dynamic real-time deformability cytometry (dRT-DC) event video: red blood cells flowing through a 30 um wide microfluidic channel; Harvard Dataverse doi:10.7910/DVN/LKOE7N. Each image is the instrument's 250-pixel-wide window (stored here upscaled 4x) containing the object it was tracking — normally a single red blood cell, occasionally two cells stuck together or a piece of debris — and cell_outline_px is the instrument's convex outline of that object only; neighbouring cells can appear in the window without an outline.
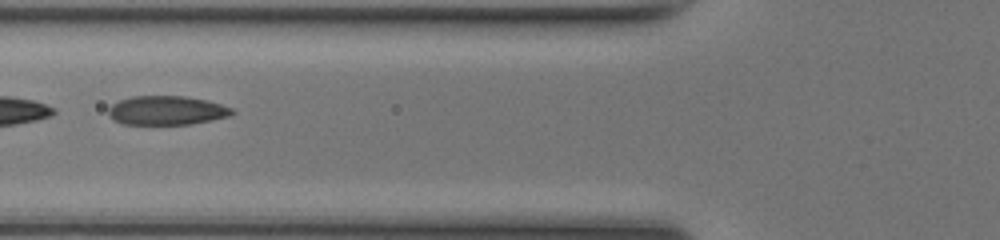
{"species": "common noctule bat (a hibernating species)", "species_latin": "Nyctalus noctula", "temperature_condition": "room temperature", "stored_images_in_passage": 35, "camera_frame_rate_fps": 3000, "um_per_image_px": 0.085, "animal": {"sex": "female", "body_mass_g": 17.0, "forearm_length_mm": 48.0}, "frame": {"image": 1, "passage_image": 6, "time_ms": 1.667, "image_size_px": [1000, 240], "cell_outline_px": [[236, 112], [228, 116], [212, 120], [188, 124], [124, 124], [112, 120], [108, 116], [108, 108], [112, 104], [120, 100], [132, 96], [184, 96], [208, 100], [232, 108]], "centroid_in_image_um": [14.14, 9.38], "position_along_channel_um": 111.7, "area_um2": 20.98}, "authors_computed_cell_mechanics": {"area_um2": 21.3282, "velocity_mm_per_s": 4.1821, "shape_relaxation_time_tau1_ms": 3.2959, "shape_relaxation_time_tau2_ms": 1.1274, "deformation_change_tau1": 0.1295, "deformation_change_tau2": 0.0457}}